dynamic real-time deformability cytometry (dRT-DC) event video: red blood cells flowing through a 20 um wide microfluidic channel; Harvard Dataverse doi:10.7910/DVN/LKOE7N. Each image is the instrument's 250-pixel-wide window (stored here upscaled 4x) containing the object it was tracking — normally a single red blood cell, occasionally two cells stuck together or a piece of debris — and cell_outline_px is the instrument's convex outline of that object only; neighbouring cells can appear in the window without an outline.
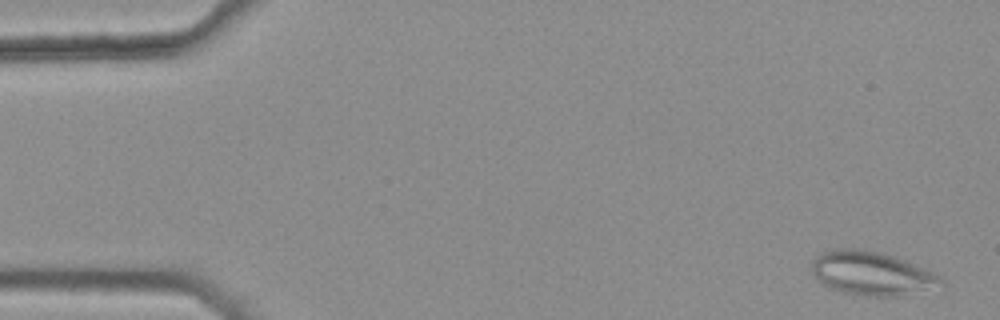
{"species": "common noctule bat (a hibernating species)", "species_latin": "Nyctalus noctula", "temperature_condition": "warm", "stored_images_in_passage": 44, "camera_frame_rate_fps": 3000, "um_per_image_px": 0.085, "animal": {"sex": "female", "body_mass_g": 25.1}, "frame": {"image": 1, "passage_image": 2, "time_ms": 0.333, "image_size_px": [1000, 320], "cell_outline_px": [[944, 284], [896, 296], [864, 296], [844, 292], [832, 288], [816, 280], [812, 272], [812, 260], [816, 256], [824, 252], [840, 248], [860, 248], [880, 252], [904, 260], [932, 272], [940, 276], [944, 280]], "centroid_in_image_um": [74.03, 23.22], "position_along_channel_um": 11.0, "area_um2": 32.37}}
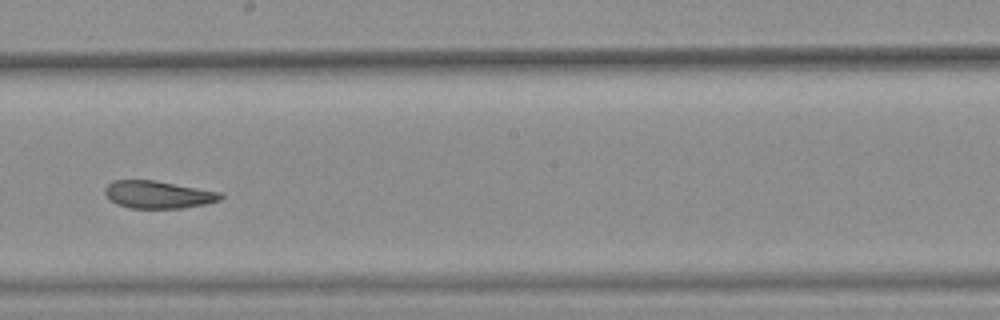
{"frame": {"image": 2, "passage_image": 30, "time_ms": 9.667, "image_size_px": [1000, 320], "cell_outline_px": [[224, 196], [220, 200], [204, 204], [180, 208], [128, 208], [116, 204], [104, 192], [104, 188], [112, 180], [156, 180], [220, 192]], "centroid_in_image_um": [13.42, 16.53], "position_along_channel_um": 234.8, "area_um2": 18.5}}
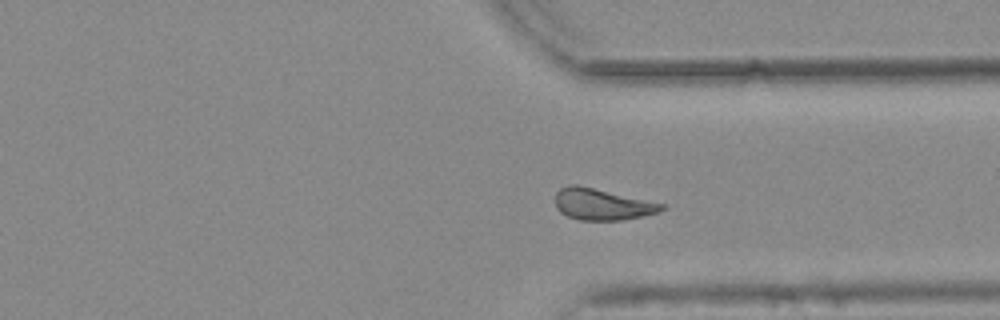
{"frame": {"image": 3, "passage_image": 40, "time_ms": 13.0, "image_size_px": [1000, 320], "cell_outline_px": [[664, 208], [660, 212], [624, 220], [580, 220], [568, 216], [560, 212], [556, 208], [556, 192], [560, 188], [568, 184], [576, 184], [664, 204]], "centroid_in_image_um": [51.15, 17.37], "position_along_channel_um": 360.3, "area_um2": 19.31}, "authors_computed_cell_mechanics": {"area_um2": 20.4612, "velocity_mm_per_s": 3.7478, "shape_relaxation_time_tau1_ms": null, "shape_relaxation_time_tau2_ms": 4.5542, "deformation_change_tau1": null, "deformation_change_tau2": 0.1286}}